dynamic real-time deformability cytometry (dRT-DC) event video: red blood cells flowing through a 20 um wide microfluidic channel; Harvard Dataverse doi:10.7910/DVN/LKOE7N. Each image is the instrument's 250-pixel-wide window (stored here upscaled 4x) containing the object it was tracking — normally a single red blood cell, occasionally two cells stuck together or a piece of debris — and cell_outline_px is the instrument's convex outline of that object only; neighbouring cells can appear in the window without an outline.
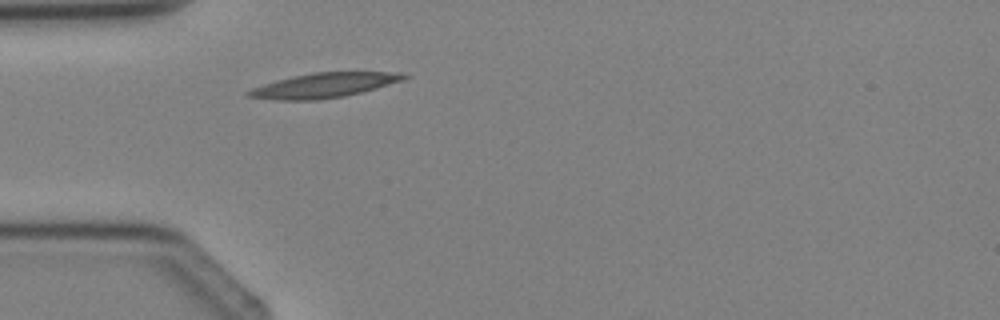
{"species": "Egyptian fruit bat (a non-hibernating species)", "species_latin": "Rousettus aegyptiacus", "temperature_condition": "cold", "stored_images_in_passage": 2, "camera_frame_rate_fps": 3000, "um_per_image_px": 0.085, "animal": {"sex": "female"}, "frame": {"image": 1, "passage_image": 2, "time_ms": 1.333, "image_size_px": [1000, 320], "cell_outline_px": [[408, 76], [404, 80], [376, 88], [344, 96], [316, 100], [272, 100], [248, 96], [244, 92], [252, 88], [276, 80], [292, 76], [312, 72], [404, 72]], "centroid_in_image_um": [27.52, 7.25], "position_along_channel_um": 57.5, "area_um2": 22.37}}